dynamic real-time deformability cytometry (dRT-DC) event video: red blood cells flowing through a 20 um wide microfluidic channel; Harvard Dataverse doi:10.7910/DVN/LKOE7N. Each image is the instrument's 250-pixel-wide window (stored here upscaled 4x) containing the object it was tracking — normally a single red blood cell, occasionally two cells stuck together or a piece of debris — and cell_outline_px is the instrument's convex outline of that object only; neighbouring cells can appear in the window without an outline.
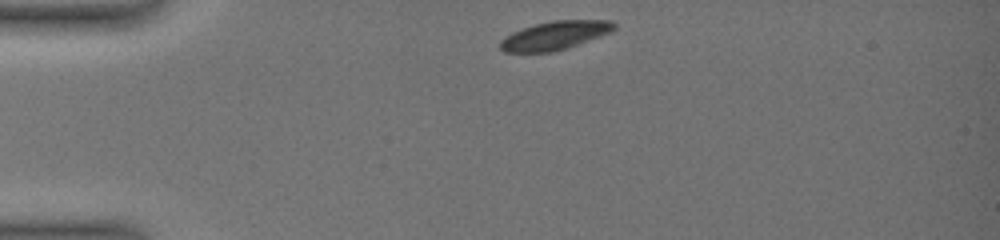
{"species": "common noctule bat (a hibernating species)", "species_latin": "Nyctalus noctula", "temperature_condition": "warm", "stored_images_in_passage": 14, "camera_frame_rate_fps": 3000, "um_per_image_px": 0.085, "animal": {"sex": "female", "body_mass_g": 19.0, "forearm_length_mm": 51.5}, "frame": {"image": 1, "passage_image": 1, "time_ms": 0.0, "image_size_px": [1000, 240], "cell_outline_px": [[616, 28], [612, 32], [568, 48], [552, 52], [504, 52], [500, 48], [500, 40], [504, 36], [512, 32], [536, 24], [552, 20], [612, 20], [616, 24]], "centroid_in_image_um": [47.19, 3.01], "position_along_channel_um": 37.8, "area_um2": 19.07}}
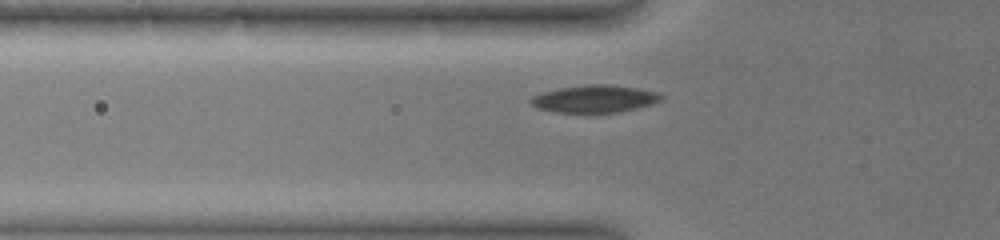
{"frame": {"image": 2, "passage_image": 9, "time_ms": 2.333, "image_size_px": [1000, 240], "cell_outline_px": [[664, 96], [660, 100], [652, 104], [620, 112], [556, 112], [536, 108], [528, 100], [532, 96], [544, 92], [560, 88], [588, 84], [604, 84], [636, 88], [656, 92]], "centroid_in_image_um": [50.52, 8.4], "position_along_channel_um": 75.3, "area_um2": 20.58}}
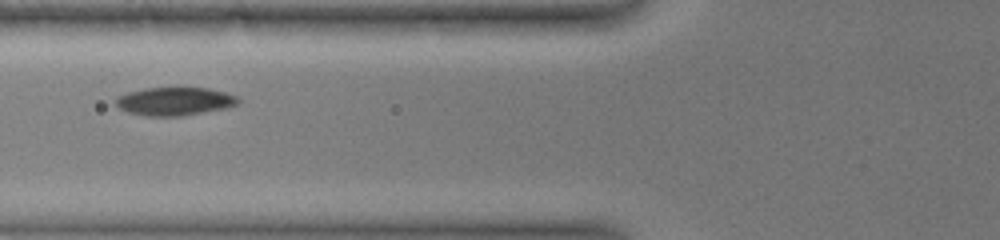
{"frame": {"image": 3, "passage_image": 13, "time_ms": 3.333, "image_size_px": [1000, 240], "cell_outline_px": [[240, 100], [236, 104], [228, 108], [184, 116], [144, 116], [128, 112], [120, 108], [116, 104], [116, 96], [128, 92], [144, 88], [180, 84], [208, 88], [224, 92], [236, 96]], "centroid_in_image_um": [14.85, 8.56], "position_along_channel_um": 110.9, "area_um2": 21.1}}